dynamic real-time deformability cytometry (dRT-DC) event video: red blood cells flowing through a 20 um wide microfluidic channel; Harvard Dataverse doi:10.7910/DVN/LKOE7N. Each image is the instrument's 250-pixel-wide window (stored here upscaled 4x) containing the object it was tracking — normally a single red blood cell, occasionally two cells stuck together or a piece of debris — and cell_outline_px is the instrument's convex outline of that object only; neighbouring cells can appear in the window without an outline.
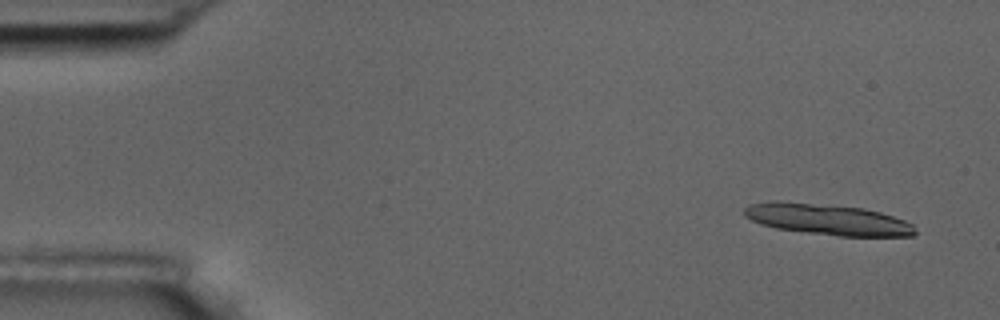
{"species": "common noctule bat (a hibernating species)", "species_latin": "Nyctalus noctula", "temperature_condition": "room temperature", "stored_images_in_passage": 5, "camera_frame_rate_fps": 3000, "um_per_image_px": 0.085, "animal": {"sex": "male", "body_mass_g": 17.5, "forearm_length_mm": 52.3}, "frame": {"image": 1, "passage_image": 1, "time_ms": 0.0, "image_size_px": [1000, 320], "cell_outline_px": [[916, 232], [912, 236], [840, 236], [776, 228], [760, 224], [744, 216], [744, 208], [748, 204], [772, 200], [864, 208], [880, 212], [904, 220], [912, 224]], "centroid_in_image_um": [70.31, 18.64], "position_along_channel_um": 14.7, "area_um2": 30.63}}